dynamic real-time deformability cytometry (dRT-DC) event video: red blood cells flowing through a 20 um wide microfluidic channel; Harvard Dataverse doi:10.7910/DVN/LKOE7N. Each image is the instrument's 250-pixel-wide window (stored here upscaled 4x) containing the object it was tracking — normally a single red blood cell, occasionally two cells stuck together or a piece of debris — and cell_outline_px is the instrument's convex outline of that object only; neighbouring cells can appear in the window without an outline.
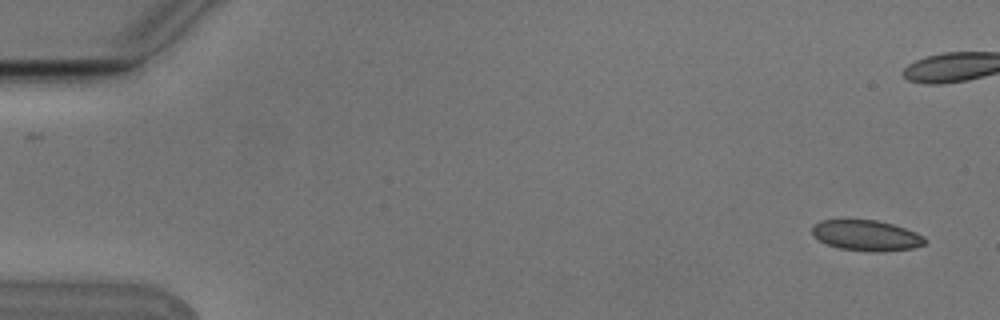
{"species": "Egyptian fruit bat (a non-hibernating species)", "species_latin": "Rousettus aegyptiacus", "temperature_condition": "cold", "stored_images_in_passage": 2, "camera_frame_rate_fps": 3000, "um_per_image_px": 0.085, "animal": {"sex": "male"}, "frame": {"image": 1, "passage_image": 2, "time_ms": 0.333, "image_size_px": [1000, 320], "cell_outline_px": [[928, 240], [924, 244], [912, 248], [880, 252], [840, 248], [828, 244], [820, 240], [812, 232], [812, 224], [820, 220], [876, 220], [892, 224], [916, 232], [924, 236]], "centroid_in_image_um": [73.66, 20.0], "position_along_channel_um": 11.3, "area_um2": 19.88}}